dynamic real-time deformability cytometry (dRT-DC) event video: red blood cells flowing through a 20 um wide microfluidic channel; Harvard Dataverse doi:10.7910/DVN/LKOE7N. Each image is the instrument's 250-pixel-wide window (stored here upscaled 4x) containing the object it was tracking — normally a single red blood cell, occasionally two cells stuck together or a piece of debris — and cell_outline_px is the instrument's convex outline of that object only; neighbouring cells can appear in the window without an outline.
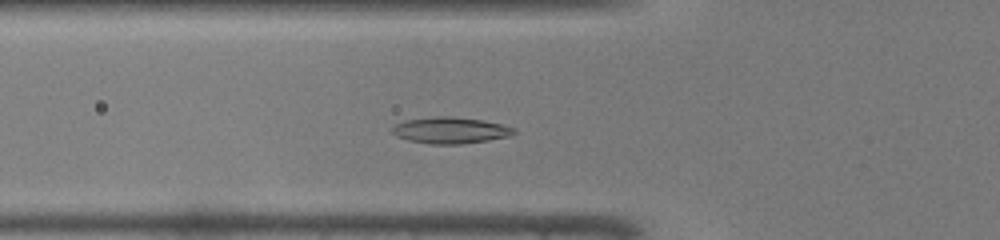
{"species": "common noctule bat (a hibernating species)", "species_latin": "Nyctalus noctula", "temperature_condition": "warm", "stored_images_in_passage": 40, "camera_frame_rate_fps": 3000, "um_per_image_px": 0.085, "animal": {"sex": "male", "body_mass_g": 19.0, "forearm_length_mm": 50.8}, "frame": {"image": 1, "passage_image": 10, "time_ms": 3.0, "image_size_px": [1000, 240], "cell_outline_px": [[516, 132], [512, 136], [488, 140], [460, 144], [428, 144], [408, 140], [396, 136], [392, 132], [392, 128], [396, 124], [404, 120], [436, 116], [452, 116], [480, 120], [500, 124], [516, 128]], "centroid_in_image_um": [38.28, 11.08], "position_along_channel_um": 87.5, "area_um2": 18.73}}
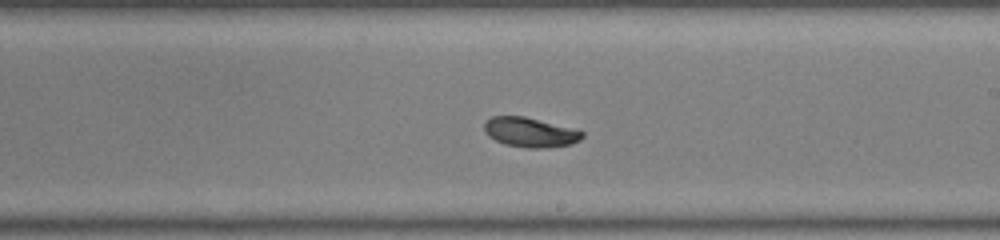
{"frame": {"image": 2, "passage_image": 21, "time_ms": 6.667, "image_size_px": [1000, 240], "cell_outline_px": [[584, 136], [580, 140], [572, 144], [544, 148], [524, 148], [504, 144], [488, 136], [484, 132], [484, 124], [492, 116], [524, 116], [584, 132]], "centroid_in_image_um": [45.03, 11.26], "position_along_channel_um": 244.0, "area_um2": 16.76}}
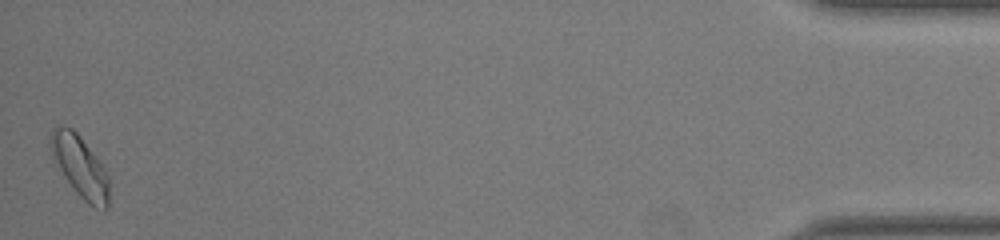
{"frame": {"image": 3, "passage_image": 40, "time_ms": 13.0, "image_size_px": [1000, 240], "cell_outline_px": [[108, 208], [96, 208], [88, 204], [76, 192], [52, 160], [48, 144], [48, 136], [52, 128], [56, 124], [64, 124], [72, 128], [80, 136], [104, 168], [108, 176]], "centroid_in_image_um": [6.72, 14.07], "position_along_channel_um": 428.5, "area_um2": 21.15}, "authors_computed_cell_mechanics": {"area_um2": 17.34, "velocity_mm_per_s": 4.2736, "shape_relaxation_time_tau1_ms": 3.3897, "shape_relaxation_time_tau2_ms": 2.3917, "deformation_change_tau1": 0.1408, "deformation_change_tau2": 0.0656}}